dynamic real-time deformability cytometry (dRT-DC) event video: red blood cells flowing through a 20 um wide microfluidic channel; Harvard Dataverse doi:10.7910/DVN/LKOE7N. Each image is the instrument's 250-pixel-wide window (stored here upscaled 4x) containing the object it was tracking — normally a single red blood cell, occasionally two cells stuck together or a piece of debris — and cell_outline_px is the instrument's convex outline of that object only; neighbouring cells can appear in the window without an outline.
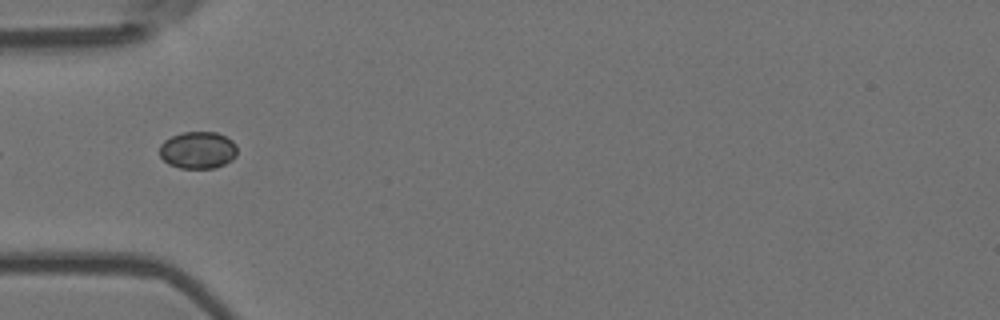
{"species": "Egyptian fruit bat (a non-hibernating species)", "species_latin": "Rousettus aegyptiacus", "temperature_condition": "room temperature", "stored_images_in_passage": 7, "segment_of_instrument_passage": [2, 2], "camera_frame_rate_fps": 3000, "um_per_image_px": 0.085, "animal": {"sex": "female"}, "frame": {"image": 1, "passage_image": 4, "time_ms": 1.0, "image_size_px": [1000, 320], "cell_outline_px": [[236, 156], [232, 160], [216, 168], [180, 168], [168, 164], [160, 156], [160, 144], [164, 140], [172, 136], [184, 132], [216, 132], [232, 140], [236, 144]], "centroid_in_image_um": [16.82, 12.76], "position_along_channel_um": 68.2, "area_um2": 16.82}}
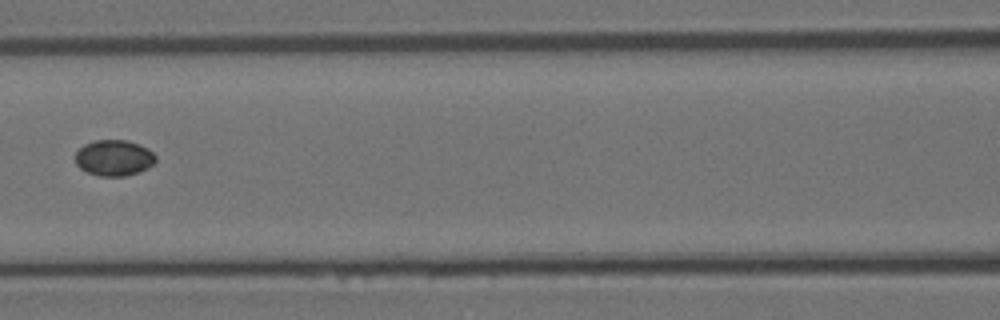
{"frame": {"image": 2, "passage_image": 6, "time_ms": 1.667, "image_size_px": [1000, 320], "cell_outline_px": [[156, 160], [148, 168], [124, 176], [100, 176], [88, 172], [80, 168], [76, 164], [76, 152], [84, 144], [96, 140], [128, 140], [140, 144], [148, 148], [156, 156]], "centroid_in_image_um": [9.7, 13.4], "position_along_channel_um": 156.9, "area_um2": 16.76}}
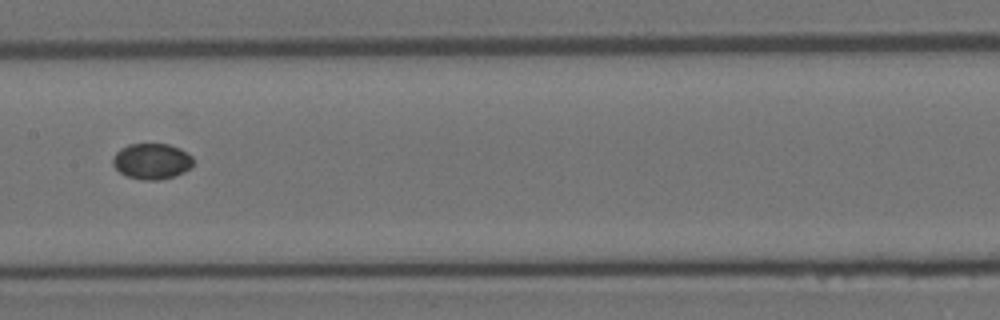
{"frame": {"image": 3, "passage_image": 7, "time_ms": 2.0, "image_size_px": [1000, 320], "cell_outline_px": [[192, 168], [184, 172], [160, 180], [140, 180], [128, 176], [120, 172], [112, 164], [112, 160], [116, 152], [120, 148], [128, 144], [168, 144], [180, 148], [192, 156]], "centroid_in_image_um": [12.9, 13.7], "position_along_channel_um": 194.5, "area_um2": 16.82}}